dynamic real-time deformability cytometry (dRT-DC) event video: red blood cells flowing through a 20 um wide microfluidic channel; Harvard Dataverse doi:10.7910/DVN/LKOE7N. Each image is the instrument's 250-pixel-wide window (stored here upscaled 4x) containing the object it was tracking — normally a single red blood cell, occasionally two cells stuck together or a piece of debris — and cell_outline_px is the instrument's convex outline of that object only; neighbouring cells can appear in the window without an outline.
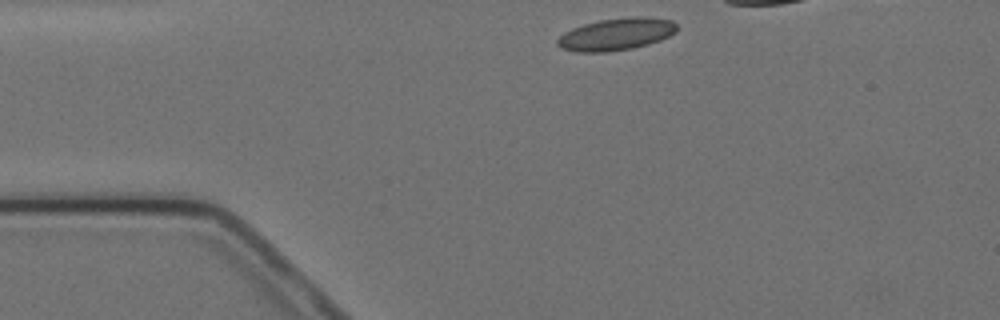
{"species": "Egyptian fruit bat (a non-hibernating species)", "species_latin": "Rousettus aegyptiacus", "temperature_condition": "cold", "stored_images_in_passage": 10, "camera_frame_rate_fps": 3000, "um_per_image_px": 0.085, "animal": {"sex": "female"}, "frame": {"image": 1, "passage_image": 1, "time_ms": 0.0, "image_size_px": [1000, 320], "cell_outline_px": [[676, 32], [660, 40], [648, 44], [632, 48], [608, 52], [576, 52], [560, 48], [556, 44], [556, 40], [564, 32], [572, 28], [584, 24], [600, 20], [632, 16], [644, 16], [672, 20], [676, 24]], "centroid_in_image_um": [52.36, 2.91], "position_along_channel_um": 32.6, "area_um2": 22.48}}
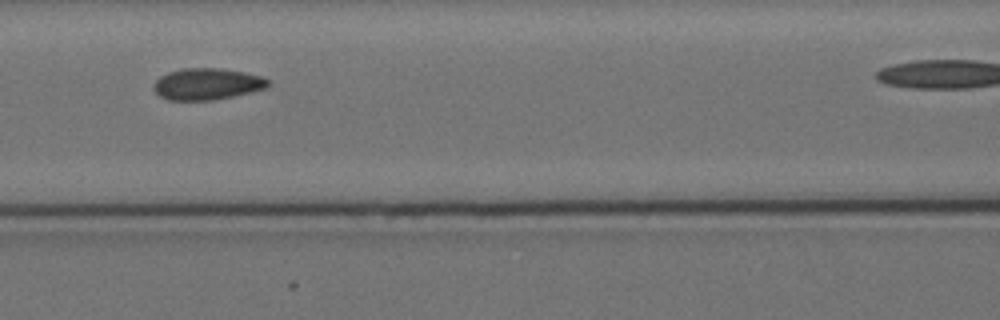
{"frame": {"image": 2, "passage_image": 5, "time_ms": 4.333, "image_size_px": [1000, 320], "cell_outline_px": [[268, 84], [264, 88], [232, 96], [212, 100], [168, 100], [160, 96], [152, 88], [152, 84], [160, 76], [168, 72], [184, 68], [220, 68], [260, 76], [268, 80]], "centroid_in_image_um": [17.51, 7.14], "position_along_channel_um": 149.1, "area_um2": 20.69}}
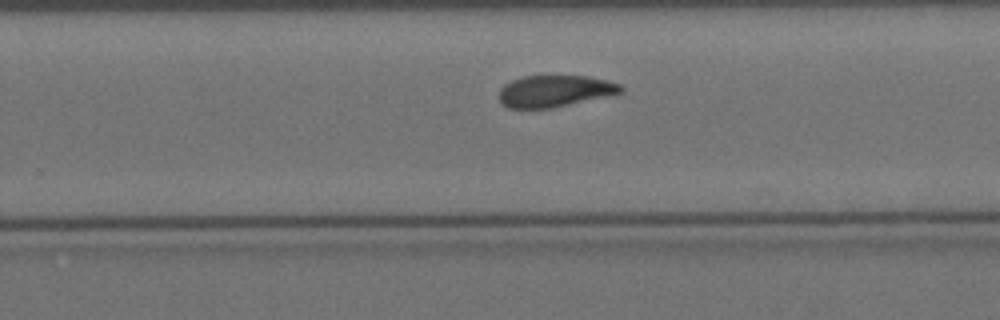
{"frame": {"image": 3, "passage_image": 9, "time_ms": 10.0, "image_size_px": [1000, 320], "cell_outline_px": [[624, 92], [608, 96], [552, 108], [508, 108], [500, 104], [500, 88], [504, 84], [512, 80], [524, 76], [588, 76], [608, 80], [620, 84], [624, 88]], "centroid_in_image_um": [47.17, 7.74], "position_along_channel_um": 282.6, "area_um2": 22.6}}